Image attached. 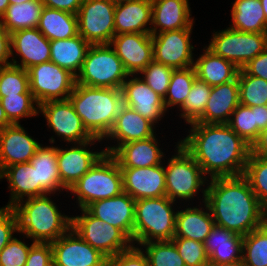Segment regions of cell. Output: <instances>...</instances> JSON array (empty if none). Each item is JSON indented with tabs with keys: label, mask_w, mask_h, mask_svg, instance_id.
<instances>
[{
	"label": "cell",
	"mask_w": 267,
	"mask_h": 266,
	"mask_svg": "<svg viewBox=\"0 0 267 266\" xmlns=\"http://www.w3.org/2000/svg\"><path fill=\"white\" fill-rule=\"evenodd\" d=\"M37 29L49 40L69 39L78 35L77 15L45 7Z\"/></svg>",
	"instance_id": "e575fe53"
},
{
	"label": "cell",
	"mask_w": 267,
	"mask_h": 266,
	"mask_svg": "<svg viewBox=\"0 0 267 266\" xmlns=\"http://www.w3.org/2000/svg\"><path fill=\"white\" fill-rule=\"evenodd\" d=\"M0 100L8 120L12 124H21V120L39 117V105L32 93L7 95Z\"/></svg>",
	"instance_id": "ab89813d"
},
{
	"label": "cell",
	"mask_w": 267,
	"mask_h": 266,
	"mask_svg": "<svg viewBox=\"0 0 267 266\" xmlns=\"http://www.w3.org/2000/svg\"><path fill=\"white\" fill-rule=\"evenodd\" d=\"M123 190L134 200L166 196L164 163L146 168H120Z\"/></svg>",
	"instance_id": "603a6c76"
},
{
	"label": "cell",
	"mask_w": 267,
	"mask_h": 266,
	"mask_svg": "<svg viewBox=\"0 0 267 266\" xmlns=\"http://www.w3.org/2000/svg\"><path fill=\"white\" fill-rule=\"evenodd\" d=\"M129 74L110 44L91 45L76 76V83L91 87L122 89Z\"/></svg>",
	"instance_id": "ba28073f"
},
{
	"label": "cell",
	"mask_w": 267,
	"mask_h": 266,
	"mask_svg": "<svg viewBox=\"0 0 267 266\" xmlns=\"http://www.w3.org/2000/svg\"><path fill=\"white\" fill-rule=\"evenodd\" d=\"M9 5H10L9 0H0V18L3 16Z\"/></svg>",
	"instance_id": "94428289"
},
{
	"label": "cell",
	"mask_w": 267,
	"mask_h": 266,
	"mask_svg": "<svg viewBox=\"0 0 267 266\" xmlns=\"http://www.w3.org/2000/svg\"><path fill=\"white\" fill-rule=\"evenodd\" d=\"M137 246L147 255L149 266H186L172 241H151Z\"/></svg>",
	"instance_id": "b9f144b4"
},
{
	"label": "cell",
	"mask_w": 267,
	"mask_h": 266,
	"mask_svg": "<svg viewBox=\"0 0 267 266\" xmlns=\"http://www.w3.org/2000/svg\"><path fill=\"white\" fill-rule=\"evenodd\" d=\"M193 29L184 28L151 34L153 60L173 69L193 66L196 55L194 53L196 48L192 41Z\"/></svg>",
	"instance_id": "9a60e30c"
},
{
	"label": "cell",
	"mask_w": 267,
	"mask_h": 266,
	"mask_svg": "<svg viewBox=\"0 0 267 266\" xmlns=\"http://www.w3.org/2000/svg\"><path fill=\"white\" fill-rule=\"evenodd\" d=\"M98 144L100 149H98ZM102 144L103 140L93 138L90 141L82 143H71L65 146L64 144H61L62 146L60 144L57 145V161L60 179L63 187L67 191L84 176L105 153Z\"/></svg>",
	"instance_id": "7c38bea8"
},
{
	"label": "cell",
	"mask_w": 267,
	"mask_h": 266,
	"mask_svg": "<svg viewBox=\"0 0 267 266\" xmlns=\"http://www.w3.org/2000/svg\"><path fill=\"white\" fill-rule=\"evenodd\" d=\"M211 90L212 86L196 78L185 103L176 111L179 120L183 119L186 126L196 122L204 113Z\"/></svg>",
	"instance_id": "74e56055"
},
{
	"label": "cell",
	"mask_w": 267,
	"mask_h": 266,
	"mask_svg": "<svg viewBox=\"0 0 267 266\" xmlns=\"http://www.w3.org/2000/svg\"><path fill=\"white\" fill-rule=\"evenodd\" d=\"M248 75L267 81V48L250 60L243 68Z\"/></svg>",
	"instance_id": "f5cc1de1"
},
{
	"label": "cell",
	"mask_w": 267,
	"mask_h": 266,
	"mask_svg": "<svg viewBox=\"0 0 267 266\" xmlns=\"http://www.w3.org/2000/svg\"><path fill=\"white\" fill-rule=\"evenodd\" d=\"M242 260L245 266H267V221L243 236Z\"/></svg>",
	"instance_id": "f35d334b"
},
{
	"label": "cell",
	"mask_w": 267,
	"mask_h": 266,
	"mask_svg": "<svg viewBox=\"0 0 267 266\" xmlns=\"http://www.w3.org/2000/svg\"><path fill=\"white\" fill-rule=\"evenodd\" d=\"M260 2H261V5L263 7V10H264V13L266 16V22H267V0H260Z\"/></svg>",
	"instance_id": "6125c7cd"
},
{
	"label": "cell",
	"mask_w": 267,
	"mask_h": 266,
	"mask_svg": "<svg viewBox=\"0 0 267 266\" xmlns=\"http://www.w3.org/2000/svg\"><path fill=\"white\" fill-rule=\"evenodd\" d=\"M53 266H106L107 257L84 241L70 228L51 242Z\"/></svg>",
	"instance_id": "2e32d148"
},
{
	"label": "cell",
	"mask_w": 267,
	"mask_h": 266,
	"mask_svg": "<svg viewBox=\"0 0 267 266\" xmlns=\"http://www.w3.org/2000/svg\"><path fill=\"white\" fill-rule=\"evenodd\" d=\"M206 266H245L243 260H238L235 262H227V263H218V262H208Z\"/></svg>",
	"instance_id": "91938a15"
},
{
	"label": "cell",
	"mask_w": 267,
	"mask_h": 266,
	"mask_svg": "<svg viewBox=\"0 0 267 266\" xmlns=\"http://www.w3.org/2000/svg\"><path fill=\"white\" fill-rule=\"evenodd\" d=\"M179 205L167 196L135 200L133 245L171 241L175 235Z\"/></svg>",
	"instance_id": "8992f818"
},
{
	"label": "cell",
	"mask_w": 267,
	"mask_h": 266,
	"mask_svg": "<svg viewBox=\"0 0 267 266\" xmlns=\"http://www.w3.org/2000/svg\"><path fill=\"white\" fill-rule=\"evenodd\" d=\"M110 46L122 61L129 75H138L153 60L151 33H127L115 35Z\"/></svg>",
	"instance_id": "ffe728a7"
},
{
	"label": "cell",
	"mask_w": 267,
	"mask_h": 266,
	"mask_svg": "<svg viewBox=\"0 0 267 266\" xmlns=\"http://www.w3.org/2000/svg\"><path fill=\"white\" fill-rule=\"evenodd\" d=\"M159 134L162 135L157 132L148 139L124 143L111 155L115 158L120 168H146L160 165L164 162L168 148L166 150L161 145Z\"/></svg>",
	"instance_id": "cb8c5ba5"
},
{
	"label": "cell",
	"mask_w": 267,
	"mask_h": 266,
	"mask_svg": "<svg viewBox=\"0 0 267 266\" xmlns=\"http://www.w3.org/2000/svg\"><path fill=\"white\" fill-rule=\"evenodd\" d=\"M189 0H152L151 34L194 28Z\"/></svg>",
	"instance_id": "d4e9b609"
},
{
	"label": "cell",
	"mask_w": 267,
	"mask_h": 266,
	"mask_svg": "<svg viewBox=\"0 0 267 266\" xmlns=\"http://www.w3.org/2000/svg\"><path fill=\"white\" fill-rule=\"evenodd\" d=\"M186 266H206L209 262L204 243L183 237H173L171 240Z\"/></svg>",
	"instance_id": "c3c4849f"
},
{
	"label": "cell",
	"mask_w": 267,
	"mask_h": 266,
	"mask_svg": "<svg viewBox=\"0 0 267 266\" xmlns=\"http://www.w3.org/2000/svg\"><path fill=\"white\" fill-rule=\"evenodd\" d=\"M196 203L198 204L195 206L191 203L179 205L174 237H183L204 243L215 223L207 204L198 201Z\"/></svg>",
	"instance_id": "484cf974"
},
{
	"label": "cell",
	"mask_w": 267,
	"mask_h": 266,
	"mask_svg": "<svg viewBox=\"0 0 267 266\" xmlns=\"http://www.w3.org/2000/svg\"><path fill=\"white\" fill-rule=\"evenodd\" d=\"M11 64L10 34L0 19V66Z\"/></svg>",
	"instance_id": "11a10c76"
},
{
	"label": "cell",
	"mask_w": 267,
	"mask_h": 266,
	"mask_svg": "<svg viewBox=\"0 0 267 266\" xmlns=\"http://www.w3.org/2000/svg\"><path fill=\"white\" fill-rule=\"evenodd\" d=\"M250 154L267 157V127L260 131L258 138L252 143Z\"/></svg>",
	"instance_id": "9f6ffc18"
},
{
	"label": "cell",
	"mask_w": 267,
	"mask_h": 266,
	"mask_svg": "<svg viewBox=\"0 0 267 266\" xmlns=\"http://www.w3.org/2000/svg\"><path fill=\"white\" fill-rule=\"evenodd\" d=\"M151 25L152 0H135L115 6V35L151 33Z\"/></svg>",
	"instance_id": "f1b7e54d"
},
{
	"label": "cell",
	"mask_w": 267,
	"mask_h": 266,
	"mask_svg": "<svg viewBox=\"0 0 267 266\" xmlns=\"http://www.w3.org/2000/svg\"><path fill=\"white\" fill-rule=\"evenodd\" d=\"M174 143V152L168 153L163 162L166 196L178 204H196L197 200H200L199 203L205 202L209 178L193 156L179 143V138ZM195 197L200 198L195 200Z\"/></svg>",
	"instance_id": "5b68a950"
},
{
	"label": "cell",
	"mask_w": 267,
	"mask_h": 266,
	"mask_svg": "<svg viewBox=\"0 0 267 266\" xmlns=\"http://www.w3.org/2000/svg\"><path fill=\"white\" fill-rule=\"evenodd\" d=\"M18 234V221L13 208L0 207V253L10 240Z\"/></svg>",
	"instance_id": "f907efd6"
},
{
	"label": "cell",
	"mask_w": 267,
	"mask_h": 266,
	"mask_svg": "<svg viewBox=\"0 0 267 266\" xmlns=\"http://www.w3.org/2000/svg\"><path fill=\"white\" fill-rule=\"evenodd\" d=\"M209 262L227 263L242 260L243 237L214 225L204 242Z\"/></svg>",
	"instance_id": "1f68e13d"
},
{
	"label": "cell",
	"mask_w": 267,
	"mask_h": 266,
	"mask_svg": "<svg viewBox=\"0 0 267 266\" xmlns=\"http://www.w3.org/2000/svg\"><path fill=\"white\" fill-rule=\"evenodd\" d=\"M106 266H149L147 255L133 245L130 249L107 258Z\"/></svg>",
	"instance_id": "681fc988"
},
{
	"label": "cell",
	"mask_w": 267,
	"mask_h": 266,
	"mask_svg": "<svg viewBox=\"0 0 267 266\" xmlns=\"http://www.w3.org/2000/svg\"><path fill=\"white\" fill-rule=\"evenodd\" d=\"M256 139L260 131L267 127V105L255 106Z\"/></svg>",
	"instance_id": "6f0895ef"
},
{
	"label": "cell",
	"mask_w": 267,
	"mask_h": 266,
	"mask_svg": "<svg viewBox=\"0 0 267 266\" xmlns=\"http://www.w3.org/2000/svg\"><path fill=\"white\" fill-rule=\"evenodd\" d=\"M68 99L89 134L100 140H104L111 131L123 105L122 89L77 83Z\"/></svg>",
	"instance_id": "277c9868"
},
{
	"label": "cell",
	"mask_w": 267,
	"mask_h": 266,
	"mask_svg": "<svg viewBox=\"0 0 267 266\" xmlns=\"http://www.w3.org/2000/svg\"><path fill=\"white\" fill-rule=\"evenodd\" d=\"M27 71L30 91L38 105L67 100L76 83L73 74L51 61L32 66Z\"/></svg>",
	"instance_id": "4fadbf2b"
},
{
	"label": "cell",
	"mask_w": 267,
	"mask_h": 266,
	"mask_svg": "<svg viewBox=\"0 0 267 266\" xmlns=\"http://www.w3.org/2000/svg\"><path fill=\"white\" fill-rule=\"evenodd\" d=\"M228 126L249 145L256 140L255 106L239 104L233 111Z\"/></svg>",
	"instance_id": "f6af8a7d"
},
{
	"label": "cell",
	"mask_w": 267,
	"mask_h": 266,
	"mask_svg": "<svg viewBox=\"0 0 267 266\" xmlns=\"http://www.w3.org/2000/svg\"><path fill=\"white\" fill-rule=\"evenodd\" d=\"M229 26L242 32L267 33L266 16L260 0H234Z\"/></svg>",
	"instance_id": "836d02e7"
},
{
	"label": "cell",
	"mask_w": 267,
	"mask_h": 266,
	"mask_svg": "<svg viewBox=\"0 0 267 266\" xmlns=\"http://www.w3.org/2000/svg\"><path fill=\"white\" fill-rule=\"evenodd\" d=\"M23 125L12 124L0 129V172L5 167L30 162L42 144Z\"/></svg>",
	"instance_id": "7402d4cb"
},
{
	"label": "cell",
	"mask_w": 267,
	"mask_h": 266,
	"mask_svg": "<svg viewBox=\"0 0 267 266\" xmlns=\"http://www.w3.org/2000/svg\"><path fill=\"white\" fill-rule=\"evenodd\" d=\"M91 215L120 229L132 242L135 200L126 192L95 201L85 208Z\"/></svg>",
	"instance_id": "44dd1931"
},
{
	"label": "cell",
	"mask_w": 267,
	"mask_h": 266,
	"mask_svg": "<svg viewBox=\"0 0 267 266\" xmlns=\"http://www.w3.org/2000/svg\"><path fill=\"white\" fill-rule=\"evenodd\" d=\"M11 64L28 70L50 61V41L37 29H22L10 34Z\"/></svg>",
	"instance_id": "d6986e66"
},
{
	"label": "cell",
	"mask_w": 267,
	"mask_h": 266,
	"mask_svg": "<svg viewBox=\"0 0 267 266\" xmlns=\"http://www.w3.org/2000/svg\"><path fill=\"white\" fill-rule=\"evenodd\" d=\"M173 68L152 60L139 74L146 84L163 99L167 94Z\"/></svg>",
	"instance_id": "bcb514c9"
},
{
	"label": "cell",
	"mask_w": 267,
	"mask_h": 266,
	"mask_svg": "<svg viewBox=\"0 0 267 266\" xmlns=\"http://www.w3.org/2000/svg\"><path fill=\"white\" fill-rule=\"evenodd\" d=\"M123 104L134 109L156 127L162 125L166 111L163 98L155 93L138 75H129L122 86ZM158 123V124H157ZM160 123V124H159Z\"/></svg>",
	"instance_id": "ac0fdd59"
},
{
	"label": "cell",
	"mask_w": 267,
	"mask_h": 266,
	"mask_svg": "<svg viewBox=\"0 0 267 266\" xmlns=\"http://www.w3.org/2000/svg\"><path fill=\"white\" fill-rule=\"evenodd\" d=\"M4 179L8 182L9 200L3 207L12 208L21 200L37 197L36 169L30 162L5 167L0 172V181Z\"/></svg>",
	"instance_id": "f546056e"
},
{
	"label": "cell",
	"mask_w": 267,
	"mask_h": 266,
	"mask_svg": "<svg viewBox=\"0 0 267 266\" xmlns=\"http://www.w3.org/2000/svg\"><path fill=\"white\" fill-rule=\"evenodd\" d=\"M239 105L238 77L220 85L212 86L203 115L196 121L205 124H227Z\"/></svg>",
	"instance_id": "83f0119b"
},
{
	"label": "cell",
	"mask_w": 267,
	"mask_h": 266,
	"mask_svg": "<svg viewBox=\"0 0 267 266\" xmlns=\"http://www.w3.org/2000/svg\"><path fill=\"white\" fill-rule=\"evenodd\" d=\"M38 113L46 120L47 131L50 129L49 131L54 134L48 139L49 144L57 145L58 140L61 143L65 142L64 144H71L93 139L69 99L44 102L39 105Z\"/></svg>",
	"instance_id": "8fae6325"
},
{
	"label": "cell",
	"mask_w": 267,
	"mask_h": 266,
	"mask_svg": "<svg viewBox=\"0 0 267 266\" xmlns=\"http://www.w3.org/2000/svg\"><path fill=\"white\" fill-rule=\"evenodd\" d=\"M25 266H53L51 243L35 242L29 250Z\"/></svg>",
	"instance_id": "816d5d0a"
},
{
	"label": "cell",
	"mask_w": 267,
	"mask_h": 266,
	"mask_svg": "<svg viewBox=\"0 0 267 266\" xmlns=\"http://www.w3.org/2000/svg\"><path fill=\"white\" fill-rule=\"evenodd\" d=\"M109 1H111L112 3L117 5V4L126 3V2H130V1H135V0H109Z\"/></svg>",
	"instance_id": "be15d7a7"
},
{
	"label": "cell",
	"mask_w": 267,
	"mask_h": 266,
	"mask_svg": "<svg viewBox=\"0 0 267 266\" xmlns=\"http://www.w3.org/2000/svg\"><path fill=\"white\" fill-rule=\"evenodd\" d=\"M77 211L81 213L72 214L71 228L107 258L133 246V242L120 229L94 217L85 208Z\"/></svg>",
	"instance_id": "30bf717a"
},
{
	"label": "cell",
	"mask_w": 267,
	"mask_h": 266,
	"mask_svg": "<svg viewBox=\"0 0 267 266\" xmlns=\"http://www.w3.org/2000/svg\"><path fill=\"white\" fill-rule=\"evenodd\" d=\"M52 197L58 199L55 194H47L21 200L12 207L17 216L18 233L28 241L51 243L71 228L72 215L62 212V203Z\"/></svg>",
	"instance_id": "3957f363"
},
{
	"label": "cell",
	"mask_w": 267,
	"mask_h": 266,
	"mask_svg": "<svg viewBox=\"0 0 267 266\" xmlns=\"http://www.w3.org/2000/svg\"><path fill=\"white\" fill-rule=\"evenodd\" d=\"M205 203L215 225L242 237L267 221V210L243 175L209 179Z\"/></svg>",
	"instance_id": "7a4b0ae2"
},
{
	"label": "cell",
	"mask_w": 267,
	"mask_h": 266,
	"mask_svg": "<svg viewBox=\"0 0 267 266\" xmlns=\"http://www.w3.org/2000/svg\"><path fill=\"white\" fill-rule=\"evenodd\" d=\"M243 176L260 204L267 210V157L250 154Z\"/></svg>",
	"instance_id": "7bdbcfd3"
},
{
	"label": "cell",
	"mask_w": 267,
	"mask_h": 266,
	"mask_svg": "<svg viewBox=\"0 0 267 266\" xmlns=\"http://www.w3.org/2000/svg\"><path fill=\"white\" fill-rule=\"evenodd\" d=\"M211 34L210 41L204 45L239 69L267 48V33L242 32L226 26L214 29Z\"/></svg>",
	"instance_id": "9c48e42d"
},
{
	"label": "cell",
	"mask_w": 267,
	"mask_h": 266,
	"mask_svg": "<svg viewBox=\"0 0 267 266\" xmlns=\"http://www.w3.org/2000/svg\"><path fill=\"white\" fill-rule=\"evenodd\" d=\"M45 7L66 11L77 15L84 0H41Z\"/></svg>",
	"instance_id": "db71d44e"
},
{
	"label": "cell",
	"mask_w": 267,
	"mask_h": 266,
	"mask_svg": "<svg viewBox=\"0 0 267 266\" xmlns=\"http://www.w3.org/2000/svg\"><path fill=\"white\" fill-rule=\"evenodd\" d=\"M195 79L196 72L193 66L173 70L167 94L163 99L168 113L175 108L178 110L185 103Z\"/></svg>",
	"instance_id": "8d00e7d4"
},
{
	"label": "cell",
	"mask_w": 267,
	"mask_h": 266,
	"mask_svg": "<svg viewBox=\"0 0 267 266\" xmlns=\"http://www.w3.org/2000/svg\"><path fill=\"white\" fill-rule=\"evenodd\" d=\"M43 8L41 0L10 4L0 19L9 34L22 29L37 28Z\"/></svg>",
	"instance_id": "d590c367"
},
{
	"label": "cell",
	"mask_w": 267,
	"mask_h": 266,
	"mask_svg": "<svg viewBox=\"0 0 267 266\" xmlns=\"http://www.w3.org/2000/svg\"><path fill=\"white\" fill-rule=\"evenodd\" d=\"M30 163L36 169L37 197L47 194H64L67 190L63 187L57 161V146L50 143L41 144L31 158ZM63 192V193H62Z\"/></svg>",
	"instance_id": "4316f807"
},
{
	"label": "cell",
	"mask_w": 267,
	"mask_h": 266,
	"mask_svg": "<svg viewBox=\"0 0 267 266\" xmlns=\"http://www.w3.org/2000/svg\"><path fill=\"white\" fill-rule=\"evenodd\" d=\"M115 6L109 0H84L77 13L78 34L91 45L110 44L115 36Z\"/></svg>",
	"instance_id": "5bb4252c"
},
{
	"label": "cell",
	"mask_w": 267,
	"mask_h": 266,
	"mask_svg": "<svg viewBox=\"0 0 267 266\" xmlns=\"http://www.w3.org/2000/svg\"><path fill=\"white\" fill-rule=\"evenodd\" d=\"M25 239L28 238L20 233L15 234L0 253V266H25L29 250L35 243L27 242Z\"/></svg>",
	"instance_id": "7dc6e473"
},
{
	"label": "cell",
	"mask_w": 267,
	"mask_h": 266,
	"mask_svg": "<svg viewBox=\"0 0 267 266\" xmlns=\"http://www.w3.org/2000/svg\"><path fill=\"white\" fill-rule=\"evenodd\" d=\"M10 125H12V123L8 120L0 100V129Z\"/></svg>",
	"instance_id": "680465c9"
},
{
	"label": "cell",
	"mask_w": 267,
	"mask_h": 266,
	"mask_svg": "<svg viewBox=\"0 0 267 266\" xmlns=\"http://www.w3.org/2000/svg\"><path fill=\"white\" fill-rule=\"evenodd\" d=\"M27 1H32V0H9L10 4H17V3L27 2Z\"/></svg>",
	"instance_id": "e7e4bbea"
},
{
	"label": "cell",
	"mask_w": 267,
	"mask_h": 266,
	"mask_svg": "<svg viewBox=\"0 0 267 266\" xmlns=\"http://www.w3.org/2000/svg\"><path fill=\"white\" fill-rule=\"evenodd\" d=\"M201 50L198 56L195 55L193 65L198 80L215 86L230 82L237 77L239 68L232 62L215 55L205 45Z\"/></svg>",
	"instance_id": "4dcf8cb0"
},
{
	"label": "cell",
	"mask_w": 267,
	"mask_h": 266,
	"mask_svg": "<svg viewBox=\"0 0 267 266\" xmlns=\"http://www.w3.org/2000/svg\"><path fill=\"white\" fill-rule=\"evenodd\" d=\"M90 46L91 44L79 34L69 39L50 41V61L76 77Z\"/></svg>",
	"instance_id": "d6a6232c"
},
{
	"label": "cell",
	"mask_w": 267,
	"mask_h": 266,
	"mask_svg": "<svg viewBox=\"0 0 267 266\" xmlns=\"http://www.w3.org/2000/svg\"><path fill=\"white\" fill-rule=\"evenodd\" d=\"M239 104L248 107L267 105V81L248 75L243 69L238 72Z\"/></svg>",
	"instance_id": "60d3db41"
},
{
	"label": "cell",
	"mask_w": 267,
	"mask_h": 266,
	"mask_svg": "<svg viewBox=\"0 0 267 266\" xmlns=\"http://www.w3.org/2000/svg\"><path fill=\"white\" fill-rule=\"evenodd\" d=\"M22 93H31L28 71L13 64L0 66V99Z\"/></svg>",
	"instance_id": "ee69618b"
},
{
	"label": "cell",
	"mask_w": 267,
	"mask_h": 266,
	"mask_svg": "<svg viewBox=\"0 0 267 266\" xmlns=\"http://www.w3.org/2000/svg\"><path fill=\"white\" fill-rule=\"evenodd\" d=\"M157 130L159 132V129L151 121L123 104L111 131L103 140L104 151L112 154L120 145L148 139L154 136Z\"/></svg>",
	"instance_id": "e0dca14e"
},
{
	"label": "cell",
	"mask_w": 267,
	"mask_h": 266,
	"mask_svg": "<svg viewBox=\"0 0 267 266\" xmlns=\"http://www.w3.org/2000/svg\"><path fill=\"white\" fill-rule=\"evenodd\" d=\"M122 192L124 190L120 166L111 154L104 153L67 191V195L73 201L76 200L74 208L83 209L95 201L112 198Z\"/></svg>",
	"instance_id": "52a82bcc"
},
{
	"label": "cell",
	"mask_w": 267,
	"mask_h": 266,
	"mask_svg": "<svg viewBox=\"0 0 267 266\" xmlns=\"http://www.w3.org/2000/svg\"><path fill=\"white\" fill-rule=\"evenodd\" d=\"M188 125V131L183 132L186 137L182 136L179 143L193 156L209 179L244 174L251 145L228 124L193 122Z\"/></svg>",
	"instance_id": "6da1fadb"
}]
</instances>
